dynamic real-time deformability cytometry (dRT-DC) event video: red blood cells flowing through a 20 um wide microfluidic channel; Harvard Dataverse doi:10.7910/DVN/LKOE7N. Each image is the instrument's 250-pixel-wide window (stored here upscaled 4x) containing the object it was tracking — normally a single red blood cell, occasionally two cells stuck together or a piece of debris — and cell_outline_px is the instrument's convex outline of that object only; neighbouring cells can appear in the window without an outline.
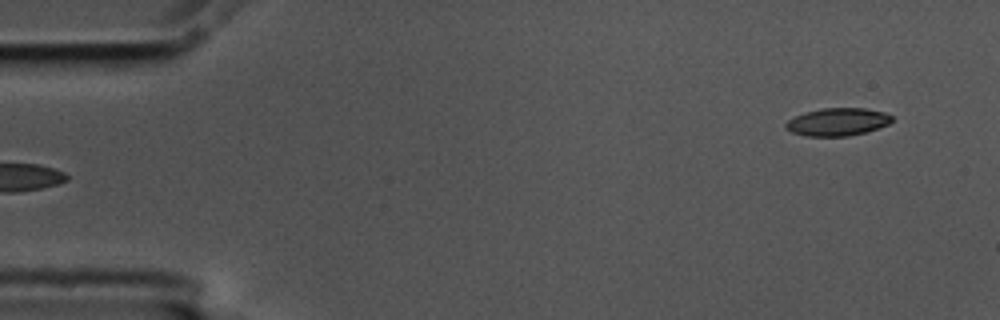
{"species": "common noctule bat (a hibernating species)", "species_latin": "Nyctalus noctula", "temperature_condition": "cold", "stored_images_in_passage": 5, "segment_of_instrument_passage": [2, 2], "camera_frame_rate_fps": 3000, "um_per_image_px": 0.085, "animal": {"sex": "male", "body_mass_g": 17.5, "forearm_length_mm": 52.3}, "frame": {"image": 1, "passage_image": 5, "time_ms": 1.333, "image_size_px": [1000, 320], "cell_outline_px": [[892, 120], [888, 124], [864, 132], [848, 136], [804, 136], [792, 132], [784, 128], [784, 124], [788, 120], [804, 112], [820, 108], [864, 108], [884, 112], [892, 116]], "centroid_in_image_um": [71.14, 10.36], "position_along_channel_um": 13.9, "area_um2": 17.11}}